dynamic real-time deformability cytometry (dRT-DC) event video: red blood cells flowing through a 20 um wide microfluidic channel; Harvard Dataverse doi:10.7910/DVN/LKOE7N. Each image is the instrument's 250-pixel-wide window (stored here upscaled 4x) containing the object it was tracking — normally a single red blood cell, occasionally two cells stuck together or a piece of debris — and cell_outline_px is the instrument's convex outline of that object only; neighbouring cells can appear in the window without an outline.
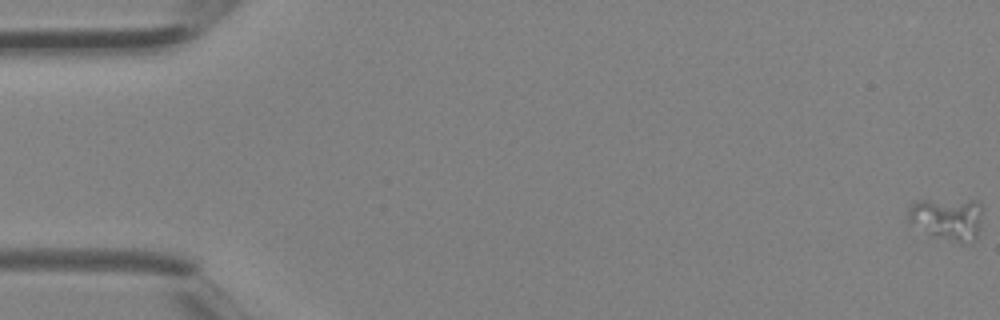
{"species": "Egyptian fruit bat (a non-hibernating species)", "species_latin": "Rousettus aegyptiacus", "temperature_condition": "room temperature", "stored_images_in_passage": 5, "camera_frame_rate_fps": 3000, "um_per_image_px": 0.085, "animal": {"sex": "female"}, "frame": {"image": 1, "passage_image": 1, "time_ms": 0.0, "image_size_px": [1000, 320], "cell_outline_px": [[984, 208], [980, 228], [976, 240], [972, 244], [960, 244], [928, 236], [908, 224], [908, 208], [916, 200], [980, 200]], "centroid_in_image_um": [80.55, 18.64], "position_along_channel_um": 4.5, "area_um2": 19.77}}
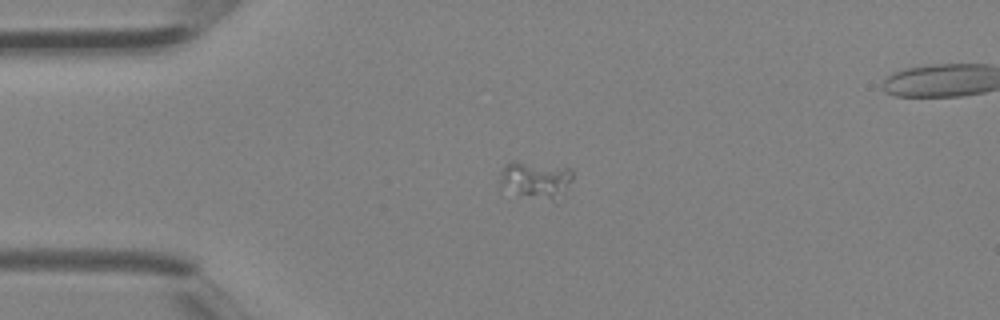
{"frame": {"image": 2, "passage_image": 4, "time_ms": 1.0, "image_size_px": [1000, 320], "cell_outline_px": [[572, 180], [564, 196], [556, 204], [520, 192], [500, 184], [500, 172], [508, 160], [516, 160], [572, 168]], "centroid_in_image_um": [45.64, 15.26], "position_along_channel_um": 39.4, "area_um2": 15.9}}
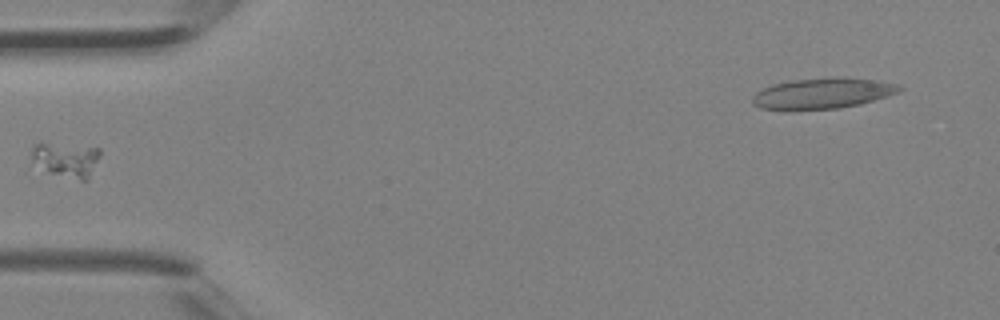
{"frame": {"image": 3, "passage_image": 5, "time_ms": 1.333, "image_size_px": [1000, 320], "cell_outline_px": [[100, 156], [88, 180], [80, 180], [48, 172], [32, 156], [32, 148], [36, 144], [48, 144], [100, 148]], "centroid_in_image_um": [5.71, 13.59], "position_along_channel_um": 79.3, "area_um2": 13.06}}